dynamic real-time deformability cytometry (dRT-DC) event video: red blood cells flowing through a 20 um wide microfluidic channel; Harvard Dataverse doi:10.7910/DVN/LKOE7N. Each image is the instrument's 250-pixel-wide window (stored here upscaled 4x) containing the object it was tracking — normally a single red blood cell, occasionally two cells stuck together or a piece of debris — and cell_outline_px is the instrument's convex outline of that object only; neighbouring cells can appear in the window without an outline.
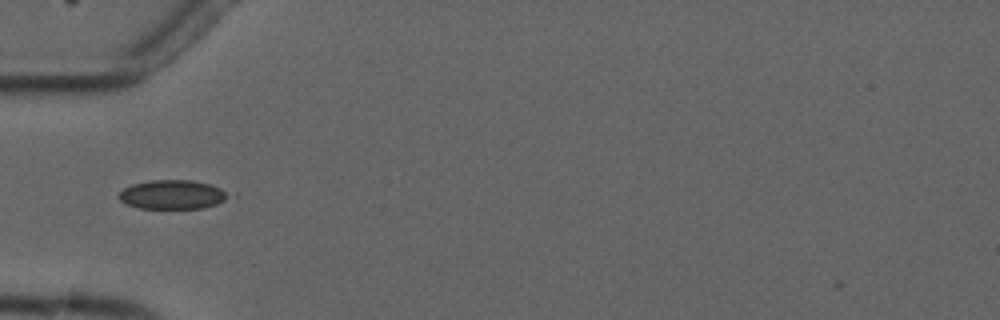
{"species": "common noctule bat (a hibernating species)", "species_latin": "Nyctalus noctula", "temperature_condition": "cold", "stored_images_in_passage": 2, "camera_frame_rate_fps": 3000, "um_per_image_px": 0.085, "animal": {"sex": "male", "forearm_length_mm": 52.5}, "frame": {"image": 1, "passage_image": 1, "time_ms": 0.0, "image_size_px": [1000, 320], "cell_outline_px": [[236, 196], [216, 204], [204, 208], [140, 208], [128, 204], [120, 200], [116, 196], [124, 188], [132, 184], [148, 180], [192, 180], [208, 184], [220, 188]], "centroid_in_image_um": [14.7, 16.53], "position_along_channel_um": 70.3, "area_um2": 18.73}}